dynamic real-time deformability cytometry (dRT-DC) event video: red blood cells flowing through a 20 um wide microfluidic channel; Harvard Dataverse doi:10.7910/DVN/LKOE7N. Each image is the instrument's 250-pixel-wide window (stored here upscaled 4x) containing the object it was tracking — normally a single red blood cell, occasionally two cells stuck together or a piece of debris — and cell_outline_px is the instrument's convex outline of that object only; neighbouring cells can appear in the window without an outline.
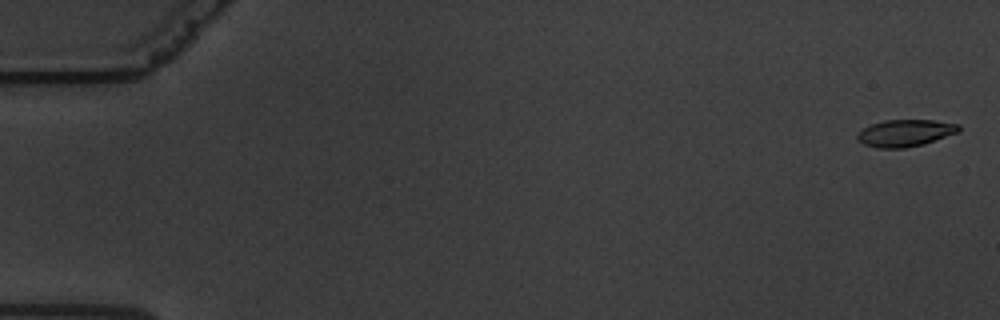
{"species": "common noctule bat (a hibernating species)", "species_latin": "Nyctalus noctula", "temperature_condition": "warm", "stored_images_in_passage": 62, "camera_frame_rate_fps": 3000, "um_per_image_px": 0.085, "animal": {"sex": "male", "body_mass_g": 19.5, "forearm_length_mm": 54.6}, "frame": {"image": 1, "passage_image": 2, "time_ms": 0.333, "image_size_px": [1000, 320], "cell_outline_px": [[960, 132], [924, 144], [904, 148], [876, 148], [864, 144], [856, 136], [864, 128], [872, 124], [884, 120], [932, 120], [960, 124]], "centroid_in_image_um": [76.99, 11.31], "position_along_channel_um": 8.0, "area_um2": 15.9}}
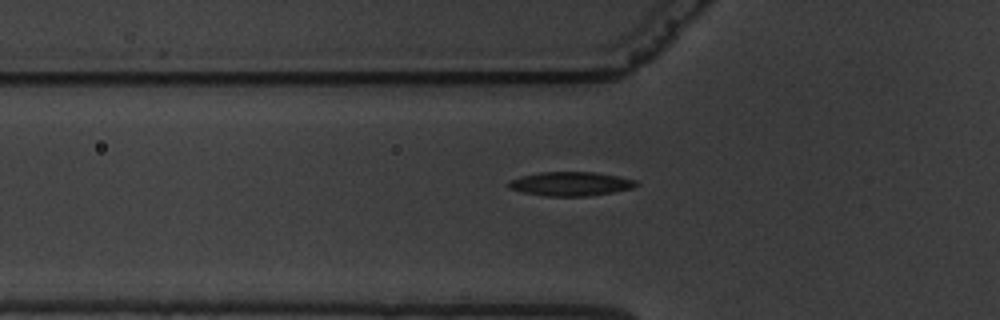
{"frame": {"image": 2, "passage_image": 22, "time_ms": 7.0, "image_size_px": [1000, 320], "cell_outline_px": [[640, 184], [632, 188], [612, 192], [588, 196], [548, 196], [524, 192], [508, 188], [508, 180], [520, 176], [540, 172], [596, 172], [620, 176], [636, 180]], "centroid_in_image_um": [48.51, 15.61], "position_along_channel_um": 77.3, "area_um2": 17.92}}
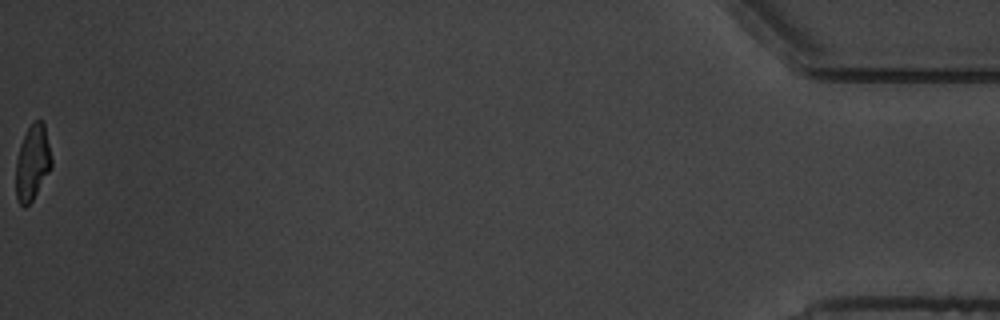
{"frame": {"image": 3, "passage_image": 62, "time_ms": 20.333, "image_size_px": [1000, 320], "cell_outline_px": [[52, 168], [32, 200], [24, 208], [16, 200], [16, 160], [20, 144], [28, 128], [36, 120], [44, 120], [52, 160]], "centroid_in_image_um": [2.77, 13.83], "position_along_channel_um": 432.4, "area_um2": 15.72}, "authors_computed_cell_mechanics": {"area_um2": 16.9354, "velocity_mm_per_s": 3.3739, "shape_relaxation_time_tau1_ms": 4.7095, "shape_relaxation_time_tau2_ms": 2.2707, "deformation_change_tau1": 0.1814, "deformation_change_tau2": 0.0911}}